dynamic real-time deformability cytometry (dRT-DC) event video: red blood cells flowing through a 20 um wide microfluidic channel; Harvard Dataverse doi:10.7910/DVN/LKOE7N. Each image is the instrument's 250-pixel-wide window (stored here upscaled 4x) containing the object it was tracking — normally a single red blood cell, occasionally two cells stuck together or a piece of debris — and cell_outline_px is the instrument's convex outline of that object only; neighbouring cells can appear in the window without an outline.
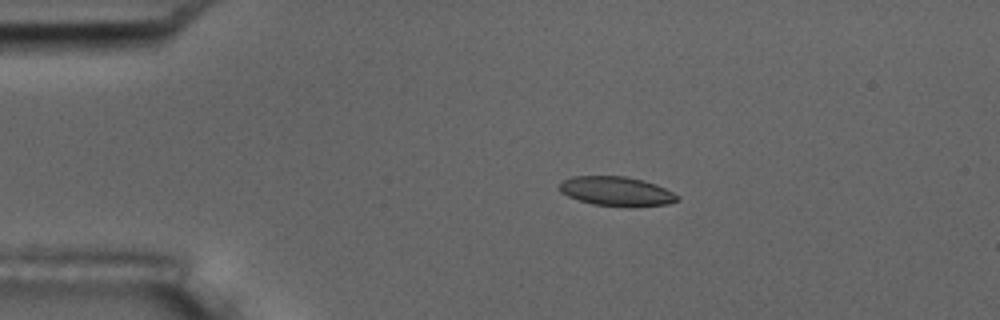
{"species": "common noctule bat (a hibernating species)", "species_latin": "Nyctalus noctula", "temperature_condition": "room temperature", "stored_images_in_passage": 7, "camera_frame_rate_fps": 3000, "um_per_image_px": 0.085, "animal": {"sex": "male", "body_mass_g": 17.5, "forearm_length_mm": 52.3}, "frame": {"image": 1, "passage_image": 2, "time_ms": 2.0, "image_size_px": [1000, 320], "cell_outline_px": [[680, 200], [668, 204], [592, 204], [568, 196], [560, 192], [556, 188], [564, 180], [572, 176], [624, 176], [644, 180], [656, 184], [680, 196]], "centroid_in_image_um": [52.35, 16.21], "position_along_channel_um": 32.6, "area_um2": 19.42}}
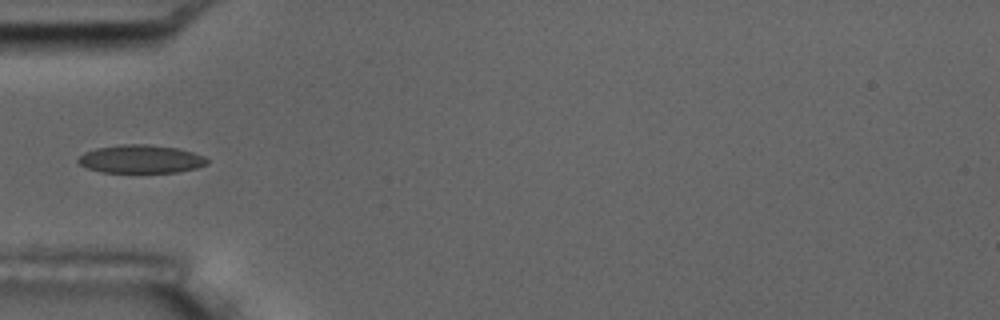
{"frame": {"image": 2, "passage_image": 4, "time_ms": 4.333, "image_size_px": [1000, 320], "cell_outline_px": [[208, 164], [196, 168], [180, 172], [100, 172], [88, 168], [80, 164], [76, 160], [84, 152], [96, 148], [120, 144], [148, 144], [176, 148], [192, 152], [204, 156], [208, 160]], "centroid_in_image_um": [11.97, 13.52], "position_along_channel_um": 73.0, "area_um2": 21.21}}
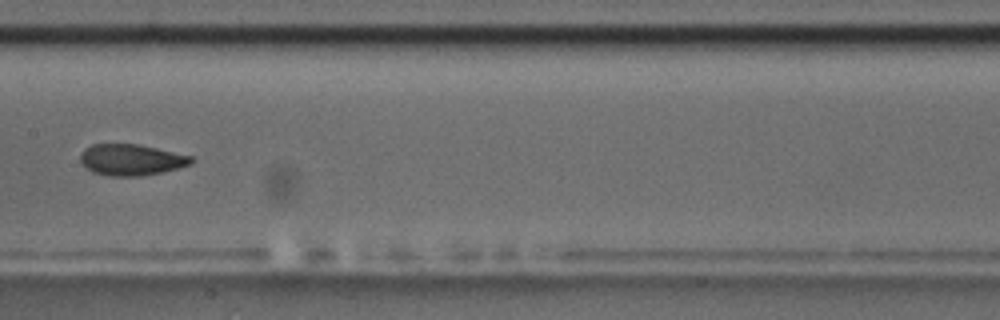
{"frame": {"image": 3, "passage_image": 7, "time_ms": 7.667, "image_size_px": [1000, 320], "cell_outline_px": [[196, 160], [192, 164], [160, 172], [140, 176], [112, 176], [92, 172], [80, 160], [80, 156], [84, 148], [92, 144], [140, 144], [192, 156]], "centroid_in_image_um": [11.18, 13.57], "position_along_channel_um": 196.2, "area_um2": 20.11}}